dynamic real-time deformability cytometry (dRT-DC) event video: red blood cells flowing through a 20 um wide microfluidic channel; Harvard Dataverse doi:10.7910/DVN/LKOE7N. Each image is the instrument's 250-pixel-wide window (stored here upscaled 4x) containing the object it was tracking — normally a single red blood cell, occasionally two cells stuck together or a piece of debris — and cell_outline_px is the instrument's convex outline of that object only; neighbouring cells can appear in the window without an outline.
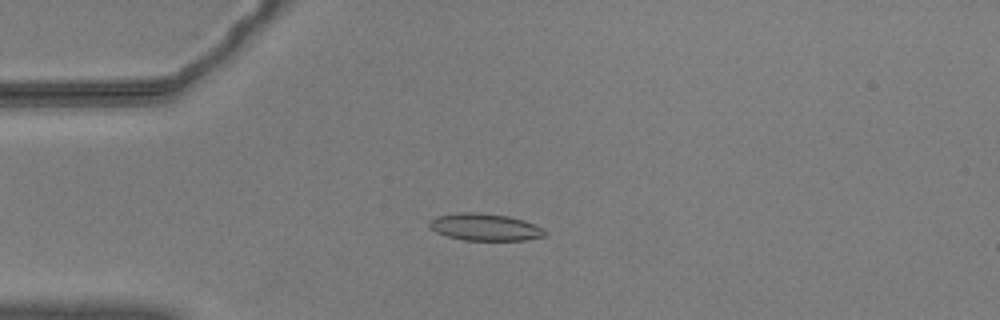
{"species": "common noctule bat (a hibernating species)", "species_latin": "Nyctalus noctula", "temperature_condition": "warm", "stored_images_in_passage": 57, "camera_frame_rate_fps": 3000, "um_per_image_px": 0.085, "animal": {"sex": "male", "body_mass_g": 20.5, "forearm_length_mm": 52.5}, "frame": {"image": 1, "passage_image": 15, "time_ms": 4.667, "image_size_px": [1000, 320], "cell_outline_px": [[548, 232], [544, 236], [524, 240], [464, 240], [448, 236], [436, 232], [428, 224], [428, 220], [436, 216], [460, 212], [476, 212], [508, 216], [524, 220], [544, 228]], "centroid_in_image_um": [41.23, 19.29], "position_along_channel_um": 43.8, "area_um2": 18.26}}
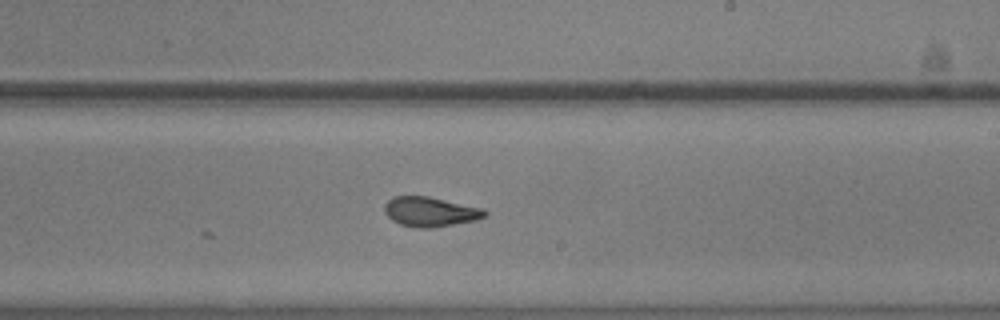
{"frame": {"image": 2, "passage_image": 34, "time_ms": 11.0, "image_size_px": [1000, 320], "cell_outline_px": [[488, 212], [484, 216], [476, 220], [432, 228], [420, 228], [400, 224], [392, 220], [384, 212], [384, 204], [392, 196], [428, 196], [484, 208]], "centroid_in_image_um": [36.56, 17.99], "position_along_channel_um": 252.4, "area_um2": 17.4}}
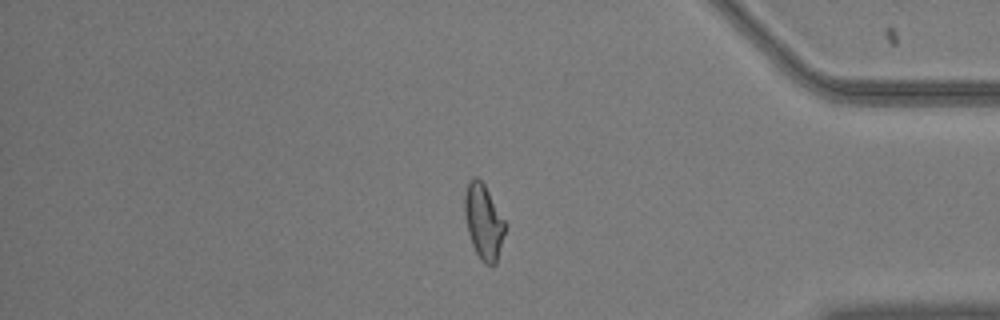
{"frame": {"image": 3, "passage_image": 48, "time_ms": 15.667, "image_size_px": [1000, 320], "cell_outline_px": [[508, 224], [496, 264], [484, 264], [480, 260], [472, 244], [468, 232], [464, 216], [464, 196], [468, 180], [472, 176], [476, 176], [484, 184]], "centroid_in_image_um": [41.12, 18.83], "position_along_channel_um": 394.1, "area_um2": 18.09}, "authors_computed_cell_mechanics": {"area_um2": 17.6868, "velocity_mm_per_s": 3.5978, "shape_relaxation_time_tau1_ms": 7.911, "shape_relaxation_time_tau2_ms": 1.3929, "deformation_change_tau1": 0.2244, "deformation_change_tau2": 0.0738}}